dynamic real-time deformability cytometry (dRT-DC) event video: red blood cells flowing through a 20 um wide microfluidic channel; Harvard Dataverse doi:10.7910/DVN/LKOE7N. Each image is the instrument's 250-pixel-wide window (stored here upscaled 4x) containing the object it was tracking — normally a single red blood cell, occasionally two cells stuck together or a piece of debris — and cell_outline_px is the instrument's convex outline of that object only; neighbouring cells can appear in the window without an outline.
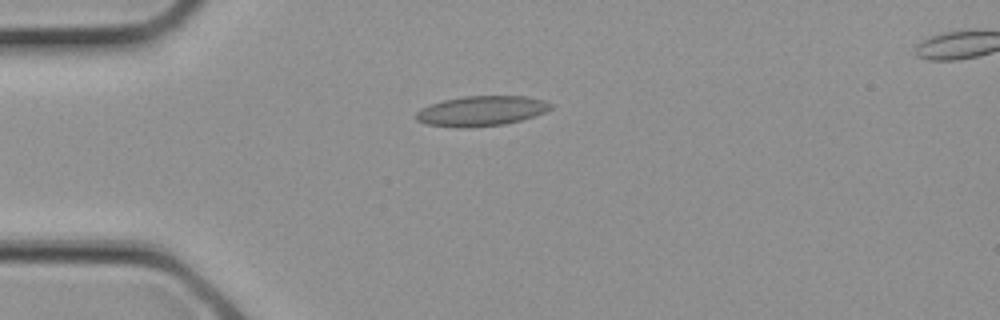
{"species": "common noctule bat (a hibernating species)", "species_latin": "Nyctalus noctula", "temperature_condition": "cold", "stored_images_in_passage": 20, "camera_frame_rate_fps": 3000, "um_per_image_px": 0.085, "animal": {"sex": "female", "body_mass_g": 21.9}, "frame": {"image": 1, "passage_image": 2, "time_ms": 0.333, "image_size_px": [1000, 320], "cell_outline_px": [[552, 108], [544, 112], [520, 120], [504, 124], [460, 128], [456, 128], [424, 124], [416, 120], [416, 112], [420, 108], [444, 100], [464, 96], [524, 96], [544, 100], [552, 104]], "centroid_in_image_um": [40.87, 9.43], "position_along_channel_um": 44.1, "area_um2": 23.47}}
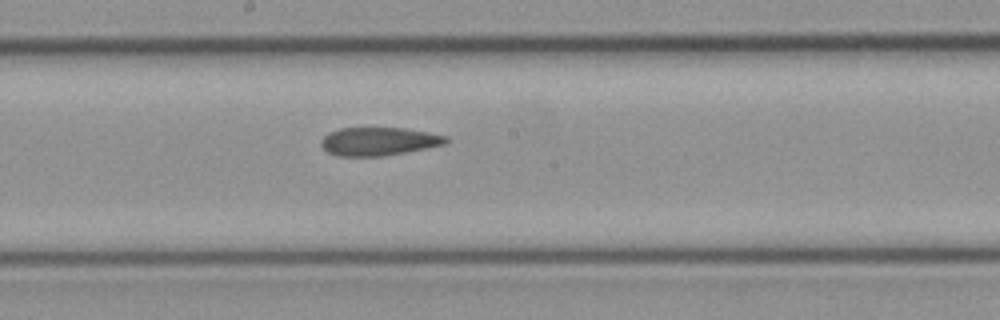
{"frame": {"image": 2, "passage_image": 10, "time_ms": 3.0, "image_size_px": [1000, 320], "cell_outline_px": [[452, 140], [444, 144], [384, 156], [336, 156], [328, 152], [320, 144], [320, 140], [328, 132], [340, 128], [404, 128], [428, 132], [448, 136]], "centroid_in_image_um": [32.18, 12.01], "position_along_channel_um": 216.0, "area_um2": 20.58}}
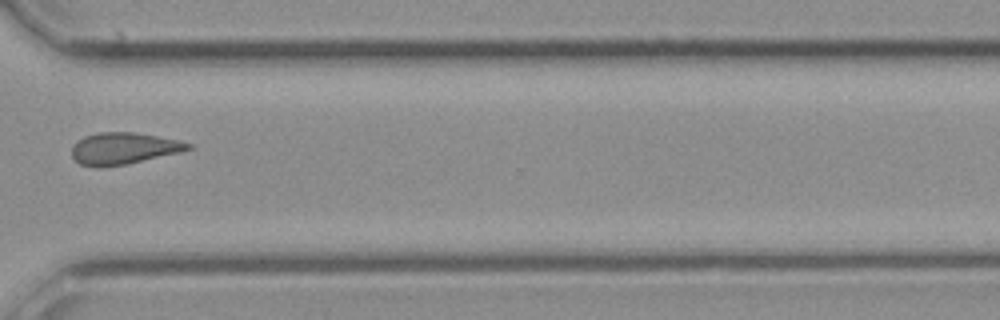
{"frame": {"image": 3, "passage_image": 16, "time_ms": 5.0, "image_size_px": [1000, 320], "cell_outline_px": [[192, 148], [180, 152], [128, 164], [96, 168], [80, 164], [72, 156], [72, 144], [76, 140], [84, 136], [100, 132], [132, 132], [156, 136], [176, 140], [192, 144]], "centroid_in_image_um": [10.45, 12.62], "position_along_channel_um": 360.2, "area_um2": 21.5}}